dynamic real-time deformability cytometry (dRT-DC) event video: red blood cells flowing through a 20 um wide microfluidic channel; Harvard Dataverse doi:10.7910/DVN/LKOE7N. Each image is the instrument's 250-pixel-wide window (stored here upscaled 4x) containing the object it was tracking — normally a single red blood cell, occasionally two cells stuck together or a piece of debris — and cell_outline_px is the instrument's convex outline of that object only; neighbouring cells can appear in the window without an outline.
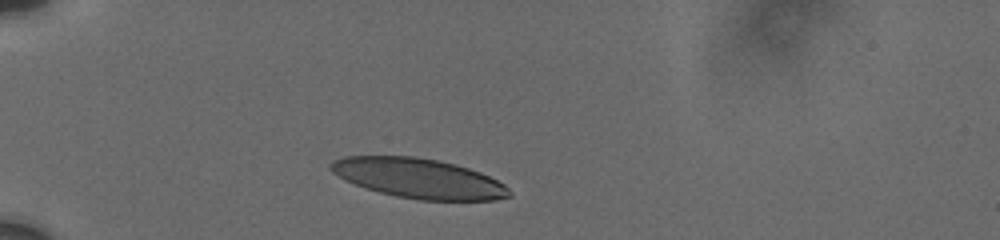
{"species": "human", "species_latin": "Homo sapiens", "temperature_condition": "cold", "stored_images_in_passage": 36, "camera_frame_rate_fps": 3000, "um_per_image_px": 0.085, "donor": {"sex": "male"}, "frame": {"image": 1, "passage_image": 1, "time_ms": 0.0, "image_size_px": [1000, 240], "cell_outline_px": [[512, 196], [496, 200], [420, 200], [396, 196], [364, 188], [344, 180], [332, 172], [328, 168], [328, 164], [332, 160], [344, 156], [412, 156], [440, 160], [468, 168], [480, 172], [504, 184], [512, 192]], "centroid_in_image_um": [35.55, 15.15], "position_along_channel_um": 49.4, "area_um2": 41.56}}
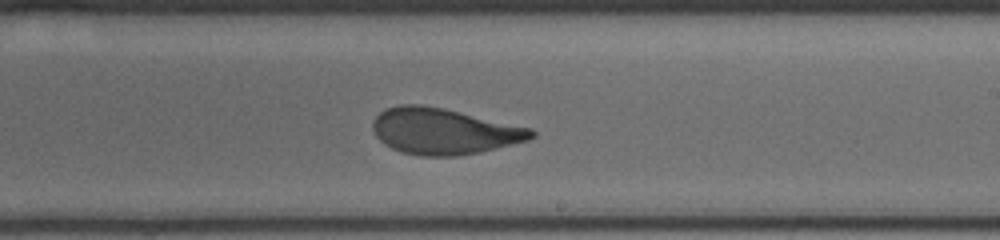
{"frame": {"image": 2, "passage_image": 17, "time_ms": 6.333, "image_size_px": [1000, 240], "cell_outline_px": [[536, 136], [528, 140], [480, 152], [456, 156], [420, 156], [400, 152], [384, 144], [376, 136], [372, 128], [372, 120], [380, 112], [388, 108], [400, 104], [420, 104], [444, 108], [532, 128], [536, 132]], "centroid_in_image_um": [37.71, 11.15], "position_along_channel_um": 251.3, "area_um2": 42.71}}
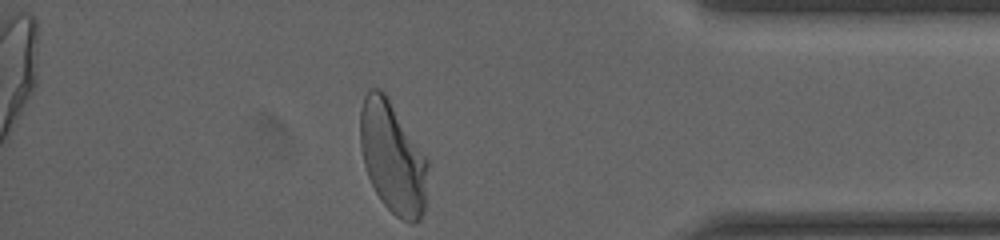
{"frame": {"image": 3, "passage_image": 36, "time_ms": 11.0, "image_size_px": [1000, 240], "cell_outline_px": [[428, 164], [424, 212], [420, 220], [412, 224], [400, 220], [380, 200], [368, 176], [364, 164], [360, 144], [360, 112], [364, 96], [368, 88], [380, 88], [384, 92], [428, 160]], "centroid_in_image_um": [33.37, 13.42], "position_along_channel_um": 401.8, "area_um2": 43.81}, "authors_computed_cell_mechanics": {"area_um2": 42.4252, "velocity_mm_per_s": 3.7213, "shape_relaxation_time_tau1_ms": 4.182, "shape_relaxation_time_tau2_ms": 0.768, "deformation_change_tau1": 0.1569, "deformation_change_tau2": 0.0665}}